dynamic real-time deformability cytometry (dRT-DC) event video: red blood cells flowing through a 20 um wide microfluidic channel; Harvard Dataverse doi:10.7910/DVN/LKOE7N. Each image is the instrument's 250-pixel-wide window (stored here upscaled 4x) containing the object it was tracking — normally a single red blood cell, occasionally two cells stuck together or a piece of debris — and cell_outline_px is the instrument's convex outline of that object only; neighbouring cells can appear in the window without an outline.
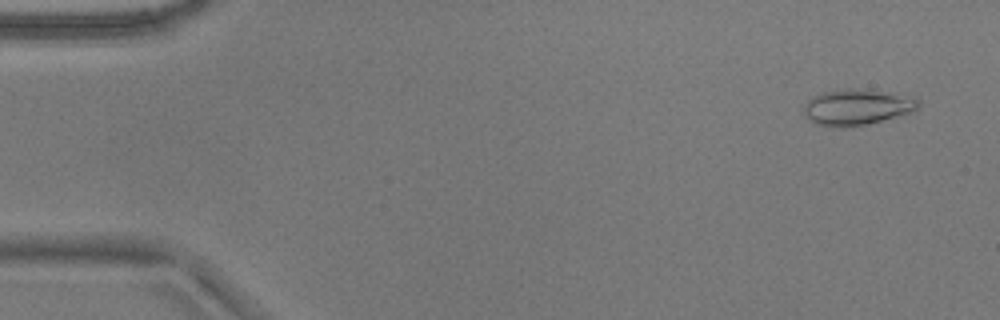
{"species": "common noctule bat (a hibernating species)", "species_latin": "Nyctalus noctula", "temperature_condition": "warm", "stored_images_in_passage": 53, "camera_frame_rate_fps": 3000, "um_per_image_px": 0.085, "animal": {"sex": "male", "body_mass_g": 17.9}, "frame": {"image": 1, "passage_image": 3, "time_ms": 0.667, "image_size_px": [1000, 320], "cell_outline_px": [[920, 108], [912, 112], [868, 124], [844, 128], [832, 128], [816, 124], [808, 120], [804, 116], [804, 104], [812, 96], [824, 92], [844, 88], [856, 88], [892, 92], [916, 96], [920, 100]], "centroid_in_image_um": [72.87, 9.1], "position_along_channel_um": 12.1, "area_um2": 24.74}}
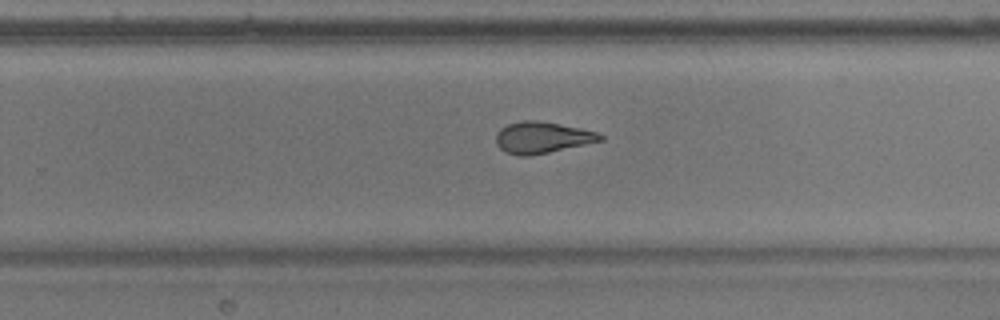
{"frame": {"image": 2, "passage_image": 34, "time_ms": 11.0, "image_size_px": [1000, 320], "cell_outline_px": [[604, 140], [548, 152], [528, 156], [520, 156], [504, 152], [496, 144], [496, 136], [500, 128], [508, 124], [524, 120], [540, 120], [580, 128], [596, 132], [604, 136]], "centroid_in_image_um": [46.06, 11.68], "position_along_channel_um": 283.7, "area_um2": 19.02}}
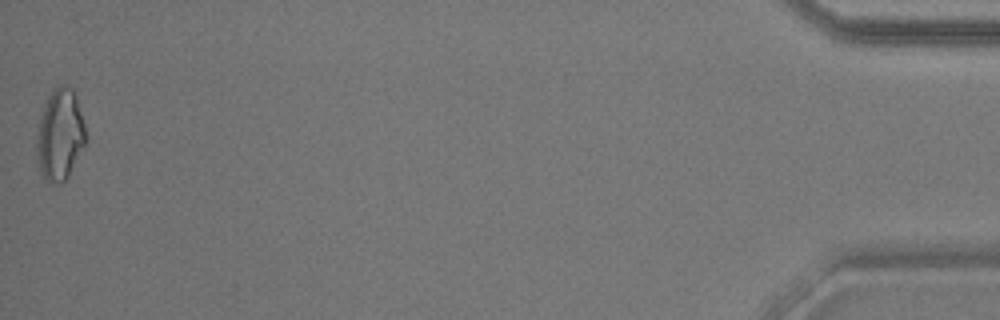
{"frame": {"image": 3, "passage_image": 53, "time_ms": 17.333, "image_size_px": [1000, 320], "cell_outline_px": [[84, 144], [68, 176], [60, 184], [48, 180], [44, 176], [40, 168], [36, 156], [36, 144], [40, 116], [44, 104], [48, 96], [60, 84], [68, 84], [72, 88], [76, 96], [84, 124]], "centroid_in_image_um": [5.08, 11.41], "position_along_channel_um": 430.1, "area_um2": 25.49}, "authors_computed_cell_mechanics": {"area_um2": 20.6924, "velocity_mm_per_s": 3.7838, "shape_relaxation_time_tau1_ms": 8.8803, "shape_relaxation_time_tau2_ms": 2.4567, "deformation_change_tau1": 0.1954, "deformation_change_tau2": 0.0919}}